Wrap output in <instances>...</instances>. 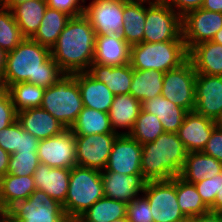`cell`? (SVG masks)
I'll list each match as a JSON object with an SVG mask.
<instances>
[{
    "label": "cell",
    "instance_id": "e7e4bbea",
    "mask_svg": "<svg viewBox=\"0 0 222 222\" xmlns=\"http://www.w3.org/2000/svg\"><path fill=\"white\" fill-rule=\"evenodd\" d=\"M218 213L220 214V216H221V218H222V210H221V211H219Z\"/></svg>",
    "mask_w": 222,
    "mask_h": 222
},
{
    "label": "cell",
    "instance_id": "11a10c76",
    "mask_svg": "<svg viewBox=\"0 0 222 222\" xmlns=\"http://www.w3.org/2000/svg\"><path fill=\"white\" fill-rule=\"evenodd\" d=\"M8 91L4 78L0 76V97H2Z\"/></svg>",
    "mask_w": 222,
    "mask_h": 222
},
{
    "label": "cell",
    "instance_id": "e0dca14e",
    "mask_svg": "<svg viewBox=\"0 0 222 222\" xmlns=\"http://www.w3.org/2000/svg\"><path fill=\"white\" fill-rule=\"evenodd\" d=\"M104 196L128 204L143 193L146 181L142 174L125 175L117 172H101Z\"/></svg>",
    "mask_w": 222,
    "mask_h": 222
},
{
    "label": "cell",
    "instance_id": "f1b7e54d",
    "mask_svg": "<svg viewBox=\"0 0 222 222\" xmlns=\"http://www.w3.org/2000/svg\"><path fill=\"white\" fill-rule=\"evenodd\" d=\"M222 172V163L214 157L200 152H189L181 170L180 178L194 184L202 179L212 178Z\"/></svg>",
    "mask_w": 222,
    "mask_h": 222
},
{
    "label": "cell",
    "instance_id": "8d00e7d4",
    "mask_svg": "<svg viewBox=\"0 0 222 222\" xmlns=\"http://www.w3.org/2000/svg\"><path fill=\"white\" fill-rule=\"evenodd\" d=\"M164 132L159 118L142 109L129 135L143 145L155 141Z\"/></svg>",
    "mask_w": 222,
    "mask_h": 222
},
{
    "label": "cell",
    "instance_id": "ee69618b",
    "mask_svg": "<svg viewBox=\"0 0 222 222\" xmlns=\"http://www.w3.org/2000/svg\"><path fill=\"white\" fill-rule=\"evenodd\" d=\"M17 120V112L14 108L12 98L7 91L0 97V130L8 127Z\"/></svg>",
    "mask_w": 222,
    "mask_h": 222
},
{
    "label": "cell",
    "instance_id": "5b68a950",
    "mask_svg": "<svg viewBox=\"0 0 222 222\" xmlns=\"http://www.w3.org/2000/svg\"><path fill=\"white\" fill-rule=\"evenodd\" d=\"M103 196L101 171L76 165L71 169L68 193L62 207L69 220L77 219Z\"/></svg>",
    "mask_w": 222,
    "mask_h": 222
},
{
    "label": "cell",
    "instance_id": "277c9868",
    "mask_svg": "<svg viewBox=\"0 0 222 222\" xmlns=\"http://www.w3.org/2000/svg\"><path fill=\"white\" fill-rule=\"evenodd\" d=\"M189 58L184 41L141 42L130 48V65L135 70L167 72Z\"/></svg>",
    "mask_w": 222,
    "mask_h": 222
},
{
    "label": "cell",
    "instance_id": "f907efd6",
    "mask_svg": "<svg viewBox=\"0 0 222 222\" xmlns=\"http://www.w3.org/2000/svg\"><path fill=\"white\" fill-rule=\"evenodd\" d=\"M201 8L207 11L222 13V0H204Z\"/></svg>",
    "mask_w": 222,
    "mask_h": 222
},
{
    "label": "cell",
    "instance_id": "2e32d148",
    "mask_svg": "<svg viewBox=\"0 0 222 222\" xmlns=\"http://www.w3.org/2000/svg\"><path fill=\"white\" fill-rule=\"evenodd\" d=\"M194 112L213 121L222 110V76L197 74Z\"/></svg>",
    "mask_w": 222,
    "mask_h": 222
},
{
    "label": "cell",
    "instance_id": "8992f818",
    "mask_svg": "<svg viewBox=\"0 0 222 222\" xmlns=\"http://www.w3.org/2000/svg\"><path fill=\"white\" fill-rule=\"evenodd\" d=\"M40 107L70 129L84 107L75 74H65L47 87Z\"/></svg>",
    "mask_w": 222,
    "mask_h": 222
},
{
    "label": "cell",
    "instance_id": "ac0fdd59",
    "mask_svg": "<svg viewBox=\"0 0 222 222\" xmlns=\"http://www.w3.org/2000/svg\"><path fill=\"white\" fill-rule=\"evenodd\" d=\"M215 128L212 119L192 111L185 115L177 134L188 153L200 152L203 151Z\"/></svg>",
    "mask_w": 222,
    "mask_h": 222
},
{
    "label": "cell",
    "instance_id": "d4e9b609",
    "mask_svg": "<svg viewBox=\"0 0 222 222\" xmlns=\"http://www.w3.org/2000/svg\"><path fill=\"white\" fill-rule=\"evenodd\" d=\"M189 60L197 74L222 76V45L207 41L193 46Z\"/></svg>",
    "mask_w": 222,
    "mask_h": 222
},
{
    "label": "cell",
    "instance_id": "ab89813d",
    "mask_svg": "<svg viewBox=\"0 0 222 222\" xmlns=\"http://www.w3.org/2000/svg\"><path fill=\"white\" fill-rule=\"evenodd\" d=\"M128 222H154L148 199L141 194L127 204Z\"/></svg>",
    "mask_w": 222,
    "mask_h": 222
},
{
    "label": "cell",
    "instance_id": "b9f144b4",
    "mask_svg": "<svg viewBox=\"0 0 222 222\" xmlns=\"http://www.w3.org/2000/svg\"><path fill=\"white\" fill-rule=\"evenodd\" d=\"M194 185L204 204L210 211L214 212V199L219 192L220 174L214 175L212 178L202 179Z\"/></svg>",
    "mask_w": 222,
    "mask_h": 222
},
{
    "label": "cell",
    "instance_id": "be15d7a7",
    "mask_svg": "<svg viewBox=\"0 0 222 222\" xmlns=\"http://www.w3.org/2000/svg\"><path fill=\"white\" fill-rule=\"evenodd\" d=\"M70 222H80L78 219H72Z\"/></svg>",
    "mask_w": 222,
    "mask_h": 222
},
{
    "label": "cell",
    "instance_id": "52a82bcc",
    "mask_svg": "<svg viewBox=\"0 0 222 222\" xmlns=\"http://www.w3.org/2000/svg\"><path fill=\"white\" fill-rule=\"evenodd\" d=\"M184 41L182 18L164 0H146L143 42Z\"/></svg>",
    "mask_w": 222,
    "mask_h": 222
},
{
    "label": "cell",
    "instance_id": "f5cc1de1",
    "mask_svg": "<svg viewBox=\"0 0 222 222\" xmlns=\"http://www.w3.org/2000/svg\"><path fill=\"white\" fill-rule=\"evenodd\" d=\"M6 52L0 48V76L3 77L6 63Z\"/></svg>",
    "mask_w": 222,
    "mask_h": 222
},
{
    "label": "cell",
    "instance_id": "681fc988",
    "mask_svg": "<svg viewBox=\"0 0 222 222\" xmlns=\"http://www.w3.org/2000/svg\"><path fill=\"white\" fill-rule=\"evenodd\" d=\"M10 154L0 147V178L7 174Z\"/></svg>",
    "mask_w": 222,
    "mask_h": 222
},
{
    "label": "cell",
    "instance_id": "cb8c5ba5",
    "mask_svg": "<svg viewBox=\"0 0 222 222\" xmlns=\"http://www.w3.org/2000/svg\"><path fill=\"white\" fill-rule=\"evenodd\" d=\"M87 72L104 83L114 95L130 94L133 68L130 63L124 66H108L92 63Z\"/></svg>",
    "mask_w": 222,
    "mask_h": 222
},
{
    "label": "cell",
    "instance_id": "4316f807",
    "mask_svg": "<svg viewBox=\"0 0 222 222\" xmlns=\"http://www.w3.org/2000/svg\"><path fill=\"white\" fill-rule=\"evenodd\" d=\"M123 17L122 38L130 46L143 42L146 0H124Z\"/></svg>",
    "mask_w": 222,
    "mask_h": 222
},
{
    "label": "cell",
    "instance_id": "3957f363",
    "mask_svg": "<svg viewBox=\"0 0 222 222\" xmlns=\"http://www.w3.org/2000/svg\"><path fill=\"white\" fill-rule=\"evenodd\" d=\"M187 150L177 133L164 132L155 141L142 145L141 174L148 181L180 176Z\"/></svg>",
    "mask_w": 222,
    "mask_h": 222
},
{
    "label": "cell",
    "instance_id": "1f68e13d",
    "mask_svg": "<svg viewBox=\"0 0 222 222\" xmlns=\"http://www.w3.org/2000/svg\"><path fill=\"white\" fill-rule=\"evenodd\" d=\"M70 18L71 16L65 12L48 7L41 25L31 39L51 49Z\"/></svg>",
    "mask_w": 222,
    "mask_h": 222
},
{
    "label": "cell",
    "instance_id": "4dcf8cb0",
    "mask_svg": "<svg viewBox=\"0 0 222 222\" xmlns=\"http://www.w3.org/2000/svg\"><path fill=\"white\" fill-rule=\"evenodd\" d=\"M164 72L156 70H135L130 86V95L143 103L148 99L161 95Z\"/></svg>",
    "mask_w": 222,
    "mask_h": 222
},
{
    "label": "cell",
    "instance_id": "484cf974",
    "mask_svg": "<svg viewBox=\"0 0 222 222\" xmlns=\"http://www.w3.org/2000/svg\"><path fill=\"white\" fill-rule=\"evenodd\" d=\"M35 189L32 175L6 174L0 178V213H6L18 201L26 200Z\"/></svg>",
    "mask_w": 222,
    "mask_h": 222
},
{
    "label": "cell",
    "instance_id": "f35d334b",
    "mask_svg": "<svg viewBox=\"0 0 222 222\" xmlns=\"http://www.w3.org/2000/svg\"><path fill=\"white\" fill-rule=\"evenodd\" d=\"M40 161L37 152H15L10 155L7 174L33 175Z\"/></svg>",
    "mask_w": 222,
    "mask_h": 222
},
{
    "label": "cell",
    "instance_id": "9a60e30c",
    "mask_svg": "<svg viewBox=\"0 0 222 222\" xmlns=\"http://www.w3.org/2000/svg\"><path fill=\"white\" fill-rule=\"evenodd\" d=\"M142 145L129 134L118 135L113 143L106 168L101 172L125 175L141 174Z\"/></svg>",
    "mask_w": 222,
    "mask_h": 222
},
{
    "label": "cell",
    "instance_id": "bcb514c9",
    "mask_svg": "<svg viewBox=\"0 0 222 222\" xmlns=\"http://www.w3.org/2000/svg\"><path fill=\"white\" fill-rule=\"evenodd\" d=\"M181 18L202 7L204 0H164Z\"/></svg>",
    "mask_w": 222,
    "mask_h": 222
},
{
    "label": "cell",
    "instance_id": "60d3db41",
    "mask_svg": "<svg viewBox=\"0 0 222 222\" xmlns=\"http://www.w3.org/2000/svg\"><path fill=\"white\" fill-rule=\"evenodd\" d=\"M23 132L24 129L17 120L0 130V147L10 155L19 151L20 135Z\"/></svg>",
    "mask_w": 222,
    "mask_h": 222
},
{
    "label": "cell",
    "instance_id": "91938a15",
    "mask_svg": "<svg viewBox=\"0 0 222 222\" xmlns=\"http://www.w3.org/2000/svg\"><path fill=\"white\" fill-rule=\"evenodd\" d=\"M111 222H128V219H127V216H126L124 218H119V219H116V220L111 221Z\"/></svg>",
    "mask_w": 222,
    "mask_h": 222
},
{
    "label": "cell",
    "instance_id": "680465c9",
    "mask_svg": "<svg viewBox=\"0 0 222 222\" xmlns=\"http://www.w3.org/2000/svg\"><path fill=\"white\" fill-rule=\"evenodd\" d=\"M214 124L216 125L217 128L222 129V110L219 113V115L215 118Z\"/></svg>",
    "mask_w": 222,
    "mask_h": 222
},
{
    "label": "cell",
    "instance_id": "f546056e",
    "mask_svg": "<svg viewBox=\"0 0 222 222\" xmlns=\"http://www.w3.org/2000/svg\"><path fill=\"white\" fill-rule=\"evenodd\" d=\"M47 8L46 0H28L11 9L25 38H31L36 33Z\"/></svg>",
    "mask_w": 222,
    "mask_h": 222
},
{
    "label": "cell",
    "instance_id": "7a4b0ae2",
    "mask_svg": "<svg viewBox=\"0 0 222 222\" xmlns=\"http://www.w3.org/2000/svg\"><path fill=\"white\" fill-rule=\"evenodd\" d=\"M96 32L82 14L71 17L50 49L51 57L65 74L86 72L94 59Z\"/></svg>",
    "mask_w": 222,
    "mask_h": 222
},
{
    "label": "cell",
    "instance_id": "816d5d0a",
    "mask_svg": "<svg viewBox=\"0 0 222 222\" xmlns=\"http://www.w3.org/2000/svg\"><path fill=\"white\" fill-rule=\"evenodd\" d=\"M222 210V172L220 173V186L219 192H217L214 199V212H219Z\"/></svg>",
    "mask_w": 222,
    "mask_h": 222
},
{
    "label": "cell",
    "instance_id": "9c48e42d",
    "mask_svg": "<svg viewBox=\"0 0 222 222\" xmlns=\"http://www.w3.org/2000/svg\"><path fill=\"white\" fill-rule=\"evenodd\" d=\"M142 194L148 199L154 222H180L187 219L177 201L176 177L148 181Z\"/></svg>",
    "mask_w": 222,
    "mask_h": 222
},
{
    "label": "cell",
    "instance_id": "c3c4849f",
    "mask_svg": "<svg viewBox=\"0 0 222 222\" xmlns=\"http://www.w3.org/2000/svg\"><path fill=\"white\" fill-rule=\"evenodd\" d=\"M190 222H222V218L218 212L208 211L205 214L190 218Z\"/></svg>",
    "mask_w": 222,
    "mask_h": 222
},
{
    "label": "cell",
    "instance_id": "f6af8a7d",
    "mask_svg": "<svg viewBox=\"0 0 222 222\" xmlns=\"http://www.w3.org/2000/svg\"><path fill=\"white\" fill-rule=\"evenodd\" d=\"M203 153L214 157L222 163V129L215 128L204 147Z\"/></svg>",
    "mask_w": 222,
    "mask_h": 222
},
{
    "label": "cell",
    "instance_id": "603a6c76",
    "mask_svg": "<svg viewBox=\"0 0 222 222\" xmlns=\"http://www.w3.org/2000/svg\"><path fill=\"white\" fill-rule=\"evenodd\" d=\"M141 110L142 103L132 95H115L108 112L113 131L119 135L129 134Z\"/></svg>",
    "mask_w": 222,
    "mask_h": 222
},
{
    "label": "cell",
    "instance_id": "ffe728a7",
    "mask_svg": "<svg viewBox=\"0 0 222 222\" xmlns=\"http://www.w3.org/2000/svg\"><path fill=\"white\" fill-rule=\"evenodd\" d=\"M17 121L24 131L38 140L61 134L65 126L41 107L17 112Z\"/></svg>",
    "mask_w": 222,
    "mask_h": 222
},
{
    "label": "cell",
    "instance_id": "d6a6232c",
    "mask_svg": "<svg viewBox=\"0 0 222 222\" xmlns=\"http://www.w3.org/2000/svg\"><path fill=\"white\" fill-rule=\"evenodd\" d=\"M70 130L74 135L116 133L113 131L108 113L87 107H83Z\"/></svg>",
    "mask_w": 222,
    "mask_h": 222
},
{
    "label": "cell",
    "instance_id": "836d02e7",
    "mask_svg": "<svg viewBox=\"0 0 222 222\" xmlns=\"http://www.w3.org/2000/svg\"><path fill=\"white\" fill-rule=\"evenodd\" d=\"M127 204L103 196L77 219L80 222H111L126 217Z\"/></svg>",
    "mask_w": 222,
    "mask_h": 222
},
{
    "label": "cell",
    "instance_id": "83f0119b",
    "mask_svg": "<svg viewBox=\"0 0 222 222\" xmlns=\"http://www.w3.org/2000/svg\"><path fill=\"white\" fill-rule=\"evenodd\" d=\"M142 109L156 115L164 131L169 133L178 132L185 115L188 113L185 109L175 105L162 95L144 101L142 103Z\"/></svg>",
    "mask_w": 222,
    "mask_h": 222
},
{
    "label": "cell",
    "instance_id": "4fadbf2b",
    "mask_svg": "<svg viewBox=\"0 0 222 222\" xmlns=\"http://www.w3.org/2000/svg\"><path fill=\"white\" fill-rule=\"evenodd\" d=\"M221 28V12L199 8L182 17V37L188 51L197 44L212 41Z\"/></svg>",
    "mask_w": 222,
    "mask_h": 222
},
{
    "label": "cell",
    "instance_id": "ba28073f",
    "mask_svg": "<svg viewBox=\"0 0 222 222\" xmlns=\"http://www.w3.org/2000/svg\"><path fill=\"white\" fill-rule=\"evenodd\" d=\"M6 213L15 222H69L62 204L38 189Z\"/></svg>",
    "mask_w": 222,
    "mask_h": 222
},
{
    "label": "cell",
    "instance_id": "30bf717a",
    "mask_svg": "<svg viewBox=\"0 0 222 222\" xmlns=\"http://www.w3.org/2000/svg\"><path fill=\"white\" fill-rule=\"evenodd\" d=\"M197 73L188 59L180 67L164 73L161 95L187 112L195 108V81Z\"/></svg>",
    "mask_w": 222,
    "mask_h": 222
},
{
    "label": "cell",
    "instance_id": "7dc6e473",
    "mask_svg": "<svg viewBox=\"0 0 222 222\" xmlns=\"http://www.w3.org/2000/svg\"><path fill=\"white\" fill-rule=\"evenodd\" d=\"M39 140L29 132L24 131L20 135L19 151L17 152H37Z\"/></svg>",
    "mask_w": 222,
    "mask_h": 222
},
{
    "label": "cell",
    "instance_id": "94428289",
    "mask_svg": "<svg viewBox=\"0 0 222 222\" xmlns=\"http://www.w3.org/2000/svg\"><path fill=\"white\" fill-rule=\"evenodd\" d=\"M7 0H0V5H3Z\"/></svg>",
    "mask_w": 222,
    "mask_h": 222
},
{
    "label": "cell",
    "instance_id": "7bdbcfd3",
    "mask_svg": "<svg viewBox=\"0 0 222 222\" xmlns=\"http://www.w3.org/2000/svg\"><path fill=\"white\" fill-rule=\"evenodd\" d=\"M49 8L56 9L71 17L84 14L85 0H46Z\"/></svg>",
    "mask_w": 222,
    "mask_h": 222
},
{
    "label": "cell",
    "instance_id": "e575fe53",
    "mask_svg": "<svg viewBox=\"0 0 222 222\" xmlns=\"http://www.w3.org/2000/svg\"><path fill=\"white\" fill-rule=\"evenodd\" d=\"M176 194L180 210L187 218L205 214L210 209L204 204L194 184L176 177Z\"/></svg>",
    "mask_w": 222,
    "mask_h": 222
},
{
    "label": "cell",
    "instance_id": "74e56055",
    "mask_svg": "<svg viewBox=\"0 0 222 222\" xmlns=\"http://www.w3.org/2000/svg\"><path fill=\"white\" fill-rule=\"evenodd\" d=\"M24 39L11 9L0 5V48L7 53L14 50Z\"/></svg>",
    "mask_w": 222,
    "mask_h": 222
},
{
    "label": "cell",
    "instance_id": "d590c367",
    "mask_svg": "<svg viewBox=\"0 0 222 222\" xmlns=\"http://www.w3.org/2000/svg\"><path fill=\"white\" fill-rule=\"evenodd\" d=\"M45 88L28 82H19L11 85L8 92L16 112L40 107Z\"/></svg>",
    "mask_w": 222,
    "mask_h": 222
},
{
    "label": "cell",
    "instance_id": "9f6ffc18",
    "mask_svg": "<svg viewBox=\"0 0 222 222\" xmlns=\"http://www.w3.org/2000/svg\"><path fill=\"white\" fill-rule=\"evenodd\" d=\"M212 41L222 45V28L214 35Z\"/></svg>",
    "mask_w": 222,
    "mask_h": 222
},
{
    "label": "cell",
    "instance_id": "d6986e66",
    "mask_svg": "<svg viewBox=\"0 0 222 222\" xmlns=\"http://www.w3.org/2000/svg\"><path fill=\"white\" fill-rule=\"evenodd\" d=\"M70 172L71 169L50 167L40 162L32 175L35 188L63 205L68 193Z\"/></svg>",
    "mask_w": 222,
    "mask_h": 222
},
{
    "label": "cell",
    "instance_id": "6da1fadb",
    "mask_svg": "<svg viewBox=\"0 0 222 222\" xmlns=\"http://www.w3.org/2000/svg\"><path fill=\"white\" fill-rule=\"evenodd\" d=\"M65 73L51 57L50 48L25 38L14 50L7 52L3 78L7 89L19 82L47 88Z\"/></svg>",
    "mask_w": 222,
    "mask_h": 222
},
{
    "label": "cell",
    "instance_id": "db71d44e",
    "mask_svg": "<svg viewBox=\"0 0 222 222\" xmlns=\"http://www.w3.org/2000/svg\"><path fill=\"white\" fill-rule=\"evenodd\" d=\"M25 1H28V0H7L3 6H5L6 8H9V9H12L14 6L22 3V2H25Z\"/></svg>",
    "mask_w": 222,
    "mask_h": 222
},
{
    "label": "cell",
    "instance_id": "44dd1931",
    "mask_svg": "<svg viewBox=\"0 0 222 222\" xmlns=\"http://www.w3.org/2000/svg\"><path fill=\"white\" fill-rule=\"evenodd\" d=\"M131 46L118 34L96 36L93 63L124 66L130 63Z\"/></svg>",
    "mask_w": 222,
    "mask_h": 222
},
{
    "label": "cell",
    "instance_id": "6125c7cd",
    "mask_svg": "<svg viewBox=\"0 0 222 222\" xmlns=\"http://www.w3.org/2000/svg\"><path fill=\"white\" fill-rule=\"evenodd\" d=\"M180 222H190V218H187V219L180 221Z\"/></svg>",
    "mask_w": 222,
    "mask_h": 222
},
{
    "label": "cell",
    "instance_id": "5bb4252c",
    "mask_svg": "<svg viewBox=\"0 0 222 222\" xmlns=\"http://www.w3.org/2000/svg\"><path fill=\"white\" fill-rule=\"evenodd\" d=\"M37 155L50 167L72 169L76 163L75 135L70 129L47 139L39 140Z\"/></svg>",
    "mask_w": 222,
    "mask_h": 222
},
{
    "label": "cell",
    "instance_id": "6f0895ef",
    "mask_svg": "<svg viewBox=\"0 0 222 222\" xmlns=\"http://www.w3.org/2000/svg\"><path fill=\"white\" fill-rule=\"evenodd\" d=\"M0 222H15L7 213H0Z\"/></svg>",
    "mask_w": 222,
    "mask_h": 222
},
{
    "label": "cell",
    "instance_id": "7c38bea8",
    "mask_svg": "<svg viewBox=\"0 0 222 222\" xmlns=\"http://www.w3.org/2000/svg\"><path fill=\"white\" fill-rule=\"evenodd\" d=\"M124 0H85L84 15L90 21L96 36L121 35Z\"/></svg>",
    "mask_w": 222,
    "mask_h": 222
},
{
    "label": "cell",
    "instance_id": "8fae6325",
    "mask_svg": "<svg viewBox=\"0 0 222 222\" xmlns=\"http://www.w3.org/2000/svg\"><path fill=\"white\" fill-rule=\"evenodd\" d=\"M118 135L117 133L75 135L77 165L103 171Z\"/></svg>",
    "mask_w": 222,
    "mask_h": 222
},
{
    "label": "cell",
    "instance_id": "7402d4cb",
    "mask_svg": "<svg viewBox=\"0 0 222 222\" xmlns=\"http://www.w3.org/2000/svg\"><path fill=\"white\" fill-rule=\"evenodd\" d=\"M75 80L78 82L84 107L109 112L115 95L104 83L94 79L87 71L75 73Z\"/></svg>",
    "mask_w": 222,
    "mask_h": 222
}]
</instances>
